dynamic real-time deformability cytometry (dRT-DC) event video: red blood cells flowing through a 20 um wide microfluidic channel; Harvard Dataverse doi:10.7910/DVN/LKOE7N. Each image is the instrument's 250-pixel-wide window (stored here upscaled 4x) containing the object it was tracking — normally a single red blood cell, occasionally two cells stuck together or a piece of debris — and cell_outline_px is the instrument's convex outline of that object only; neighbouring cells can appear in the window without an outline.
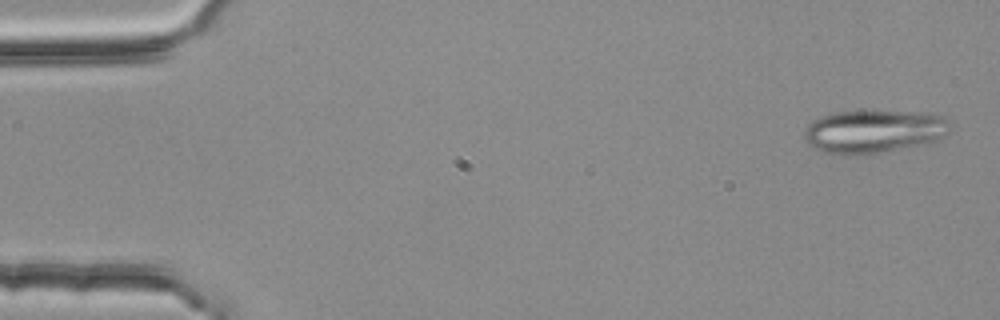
{"species": "common noctule bat (a hibernating species)", "species_latin": "Nyctalus noctula", "temperature_condition": "room temperature", "stored_images_in_passage": 3, "camera_frame_rate_fps": 3000, "um_per_image_px": 0.085, "animal": {"sex": "female", "body_mass_g": 25.1}, "frame": {"image": 1, "passage_image": 3, "time_ms": 0.667, "image_size_px": [1000, 320], "cell_outline_px": [[948, 120], [944, 132], [936, 140], [928, 144], [856, 156], [824, 152], [808, 144], [804, 140], [804, 132], [808, 124], [812, 120], [820, 116], [832, 112], [936, 112], [944, 116]], "centroid_in_image_um": [74.22, 11.17], "position_along_channel_um": 10.8, "area_um2": 36.47}}